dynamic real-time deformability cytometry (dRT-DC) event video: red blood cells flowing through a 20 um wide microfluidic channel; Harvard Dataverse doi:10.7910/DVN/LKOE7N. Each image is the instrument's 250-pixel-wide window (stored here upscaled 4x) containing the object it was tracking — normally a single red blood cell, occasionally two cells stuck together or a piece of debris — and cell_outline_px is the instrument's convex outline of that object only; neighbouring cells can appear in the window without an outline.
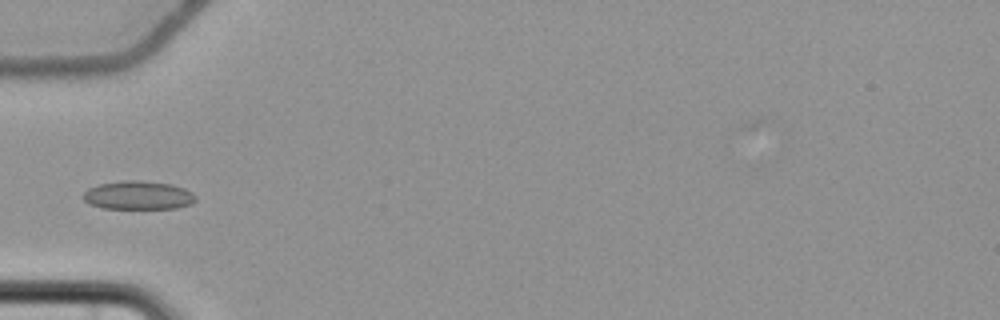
{"species": "common noctule bat (a hibernating species)", "species_latin": "Nyctalus noctula", "temperature_condition": "cold", "stored_images_in_passage": 9, "camera_frame_rate_fps": 3000, "um_per_image_px": 0.085, "animal": {"sex": "female", "body_mass_g": 22.7, "forearm_length_mm": 54.2}, "frame": {"image": 1, "passage_image": 7, "time_ms": 8.333, "image_size_px": [1000, 320], "cell_outline_px": [[196, 200], [192, 204], [176, 208], [100, 208], [88, 204], [84, 200], [84, 192], [88, 188], [100, 184], [124, 180], [140, 180], [172, 184], [184, 188], [192, 192], [196, 196]], "centroid_in_image_um": [11.76, 16.6], "position_along_channel_um": 73.2, "area_um2": 18.79}}
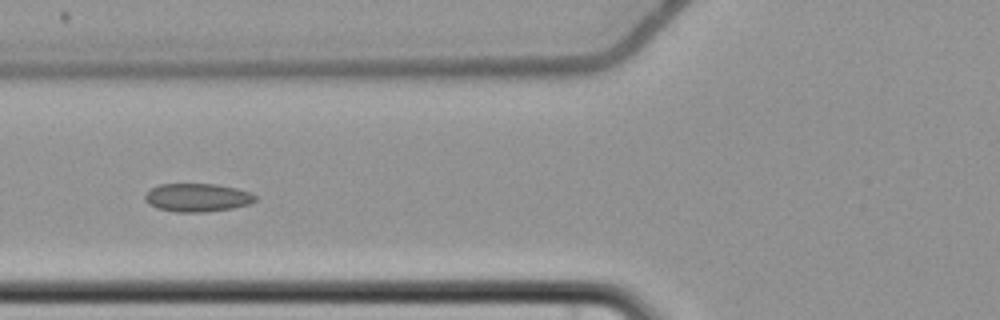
{"frame": {"image": 2, "passage_image": 8, "time_ms": 9.333, "image_size_px": [1000, 320], "cell_outline_px": [[256, 200], [248, 204], [232, 208], [204, 212], [176, 212], [156, 208], [148, 204], [144, 200], [144, 196], [152, 188], [160, 184], [216, 184], [236, 188], [252, 192], [256, 196]], "centroid_in_image_um": [16.77, 16.79], "position_along_channel_um": 109.0, "area_um2": 18.21}}
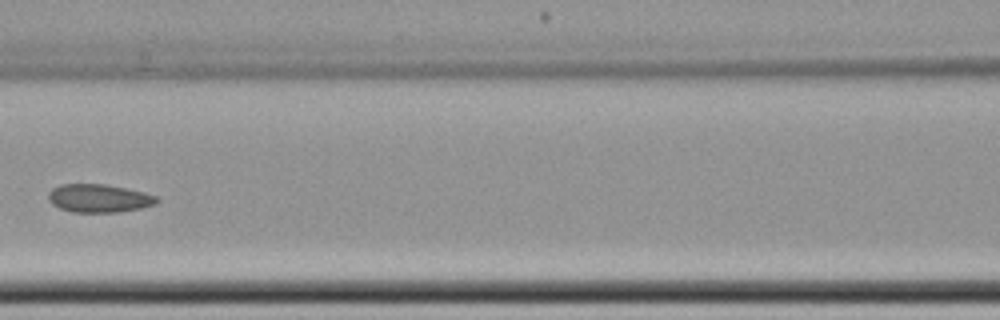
{"frame": {"image": 3, "passage_image": 9, "time_ms": 10.667, "image_size_px": [1000, 320], "cell_outline_px": [[160, 200], [156, 204], [140, 208], [120, 212], [72, 212], [60, 208], [52, 204], [48, 200], [48, 192], [52, 188], [60, 184], [104, 184], [144, 192], [156, 196]], "centroid_in_image_um": [8.39, 16.85], "position_along_channel_um": 158.2, "area_um2": 17.86}}